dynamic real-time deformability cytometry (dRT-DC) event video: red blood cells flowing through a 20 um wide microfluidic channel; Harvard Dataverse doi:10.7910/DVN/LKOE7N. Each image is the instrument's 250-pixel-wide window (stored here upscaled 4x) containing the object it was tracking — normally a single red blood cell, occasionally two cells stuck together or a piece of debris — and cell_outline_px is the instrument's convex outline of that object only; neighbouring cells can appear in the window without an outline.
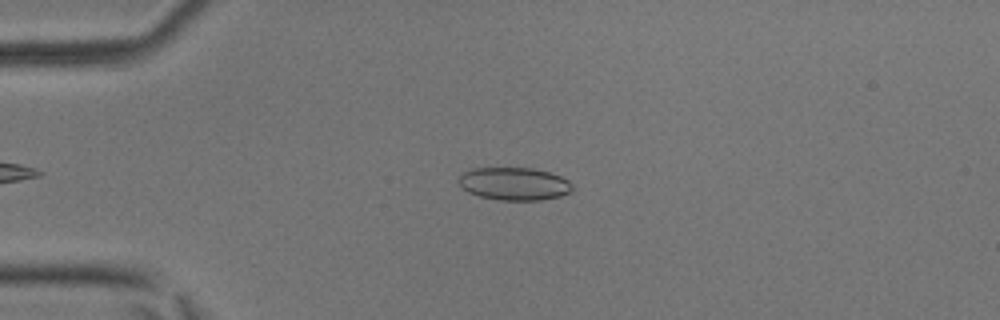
{"species": "common noctule bat (a hibernating species)", "species_latin": "Nyctalus noctula", "temperature_condition": "room temperature", "stored_images_in_passage": 5, "camera_frame_rate_fps": 3000, "um_per_image_px": 0.085, "animal": {"sex": "male", "body_mass_g": 17.9, "forearm_length_mm": 54.2}, "frame": {"image": 1, "passage_image": 3, "time_ms": 0.667, "image_size_px": [1000, 320], "cell_outline_px": [[572, 192], [560, 196], [540, 200], [500, 200], [480, 196], [468, 192], [460, 184], [460, 176], [464, 172], [472, 168], [532, 168], [548, 172], [560, 176], [568, 180], [572, 184]], "centroid_in_image_um": [43.74, 15.62], "position_along_channel_um": 41.3, "area_um2": 21.56}}
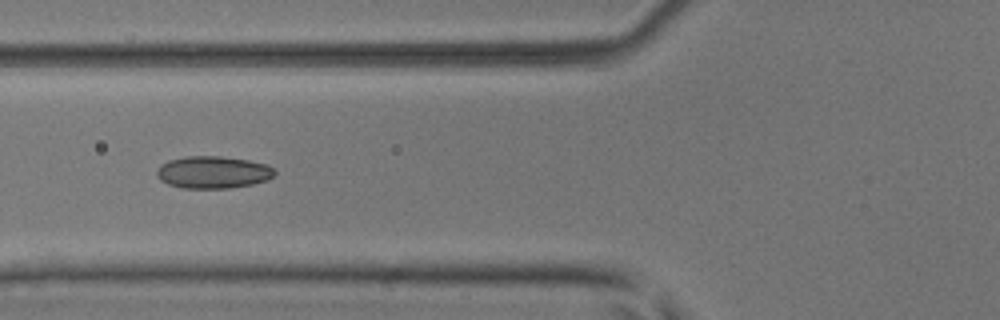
{"frame": {"image": 2, "passage_image": 5, "time_ms": 1.333, "image_size_px": [1000, 320], "cell_outline_px": [[276, 172], [268, 180], [252, 184], [228, 188], [184, 188], [168, 184], [160, 180], [156, 176], [156, 172], [160, 164], [168, 160], [184, 156], [220, 156], [248, 160], [268, 164]], "centroid_in_image_um": [18.08, 14.63], "position_along_channel_um": 107.7, "area_um2": 22.25}}